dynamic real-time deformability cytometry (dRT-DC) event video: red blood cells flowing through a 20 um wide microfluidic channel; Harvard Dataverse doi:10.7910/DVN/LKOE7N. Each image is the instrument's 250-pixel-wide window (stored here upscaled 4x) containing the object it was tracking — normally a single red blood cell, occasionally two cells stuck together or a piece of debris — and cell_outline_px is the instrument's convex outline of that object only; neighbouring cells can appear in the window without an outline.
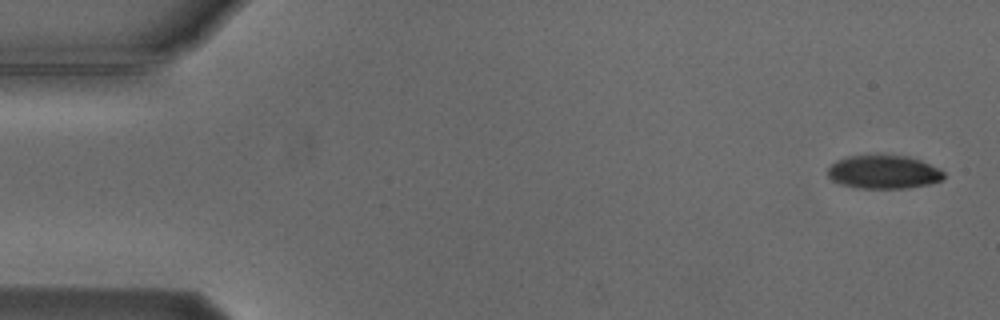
{"species": "Egyptian fruit bat (a non-hibernating species)", "species_latin": "Rousettus aegyptiacus", "temperature_condition": "cold", "stored_images_in_passage": 4, "camera_frame_rate_fps": 3000, "um_per_image_px": 0.085, "animal": {"sex": "male"}, "frame": {"image": 1, "passage_image": 1, "time_ms": 0.0, "image_size_px": [1000, 320], "cell_outline_px": [[944, 176], [940, 180], [928, 184], [908, 188], [856, 188], [840, 184], [832, 180], [828, 176], [828, 168], [836, 160], [848, 156], [876, 152], [908, 156], [920, 160], [940, 168], [944, 172]], "centroid_in_image_um": [75.08, 14.57], "position_along_channel_um": 9.9, "area_um2": 23.35}}
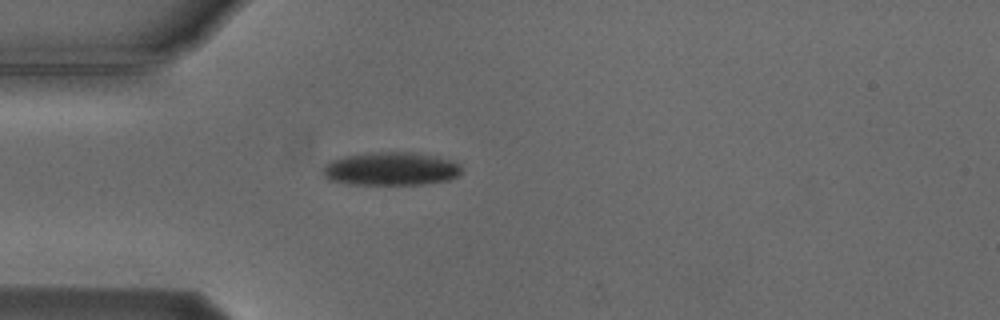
{"frame": {"image": 2, "passage_image": 4, "time_ms": 4.333, "image_size_px": [1000, 320], "cell_outline_px": [[460, 172], [456, 176], [448, 180], [420, 184], [348, 184], [328, 180], [324, 176], [324, 164], [332, 160], [344, 156], [368, 152], [412, 152], [440, 156], [452, 160], [460, 164]], "centroid_in_image_um": [33.22, 14.33], "position_along_channel_um": 51.8, "area_um2": 26.99}}